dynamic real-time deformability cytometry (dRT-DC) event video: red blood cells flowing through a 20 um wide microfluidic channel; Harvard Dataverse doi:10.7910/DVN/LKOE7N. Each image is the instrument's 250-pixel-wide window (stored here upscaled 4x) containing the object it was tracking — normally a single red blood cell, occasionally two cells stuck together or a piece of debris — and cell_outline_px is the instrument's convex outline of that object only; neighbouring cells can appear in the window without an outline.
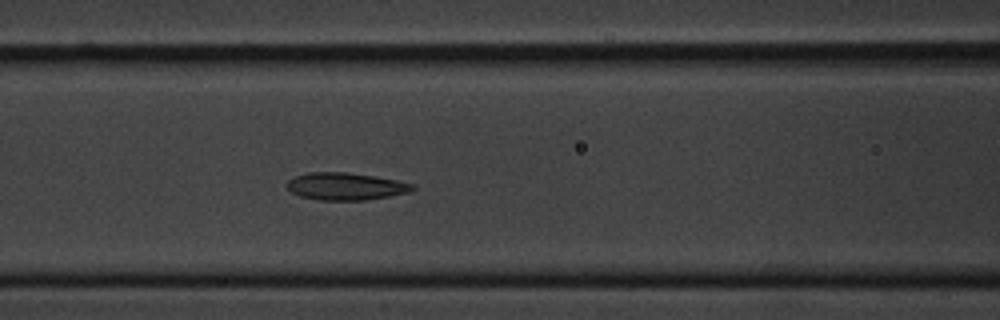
{"species": "common noctule bat (a hibernating species)", "species_latin": "Nyctalus noctula", "temperature_condition": "cold", "stored_images_in_passage": 7, "camera_frame_rate_fps": 3000, "um_per_image_px": 0.085, "animal": {"sex": "male", "body_mass_g": 20.1, "forearm_length_mm": 53.5}, "frame": {"image": 1, "passage_image": 7, "time_ms": 8.0, "image_size_px": [1000, 320], "cell_outline_px": [[416, 188], [408, 192], [388, 196], [364, 200], [320, 200], [300, 196], [292, 192], [288, 188], [288, 180], [292, 176], [308, 172], [348, 172], [396, 180], [416, 184]], "centroid_in_image_um": [29.37, 15.83], "position_along_channel_um": 137.2, "area_um2": 19.94}}